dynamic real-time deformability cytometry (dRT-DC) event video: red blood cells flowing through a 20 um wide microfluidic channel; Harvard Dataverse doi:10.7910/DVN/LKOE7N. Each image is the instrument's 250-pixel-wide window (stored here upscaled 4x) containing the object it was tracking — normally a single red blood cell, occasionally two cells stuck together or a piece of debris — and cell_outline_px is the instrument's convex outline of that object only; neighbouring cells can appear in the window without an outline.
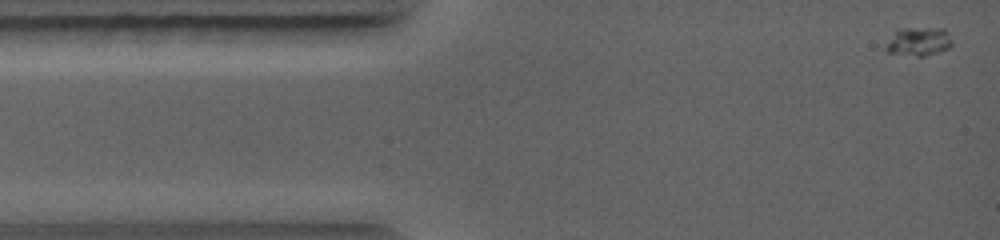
{"species": "common noctule bat (a hibernating species)", "species_latin": "Nyctalus noctula", "temperature_condition": "warm", "stored_images_in_passage": 5, "camera_frame_rate_fps": 5000, "um_per_image_px": 0.085, "animal": {"sex": "female", "body_mass_g": 19.0, "forearm_length_mm": 56.7}, "frame": {"image": 1, "passage_image": 1, "time_ms": 0.0, "image_size_px": [1000, 240], "cell_outline_px": [[952, 44], [948, 48], [940, 52], [924, 56], [916, 56], [888, 52], [884, 48], [896, 32], [904, 28], [944, 28], [952, 40]], "centroid_in_image_um": [78.14, 3.54], "position_along_channel_um": 6.9, "area_um2": 10.81}}